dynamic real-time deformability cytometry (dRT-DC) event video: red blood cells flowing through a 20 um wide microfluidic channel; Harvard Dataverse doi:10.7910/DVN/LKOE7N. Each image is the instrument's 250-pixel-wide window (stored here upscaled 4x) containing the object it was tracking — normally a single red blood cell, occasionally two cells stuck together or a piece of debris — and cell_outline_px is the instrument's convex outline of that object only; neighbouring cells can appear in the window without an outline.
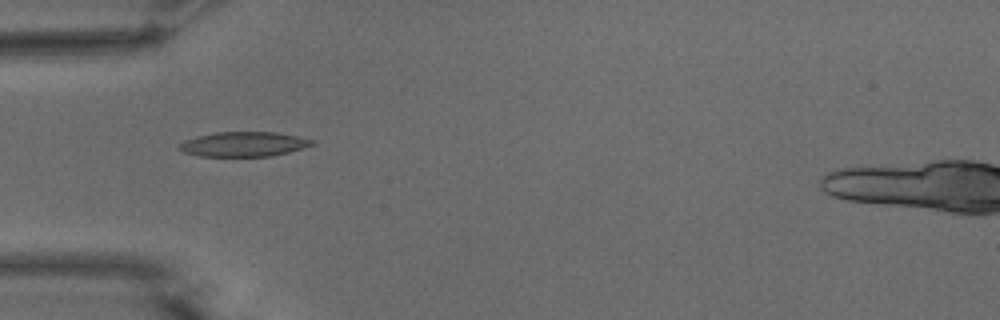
{"species": "common noctule bat (a hibernating species)", "species_latin": "Nyctalus noctula", "temperature_condition": "warm", "stored_images_in_passage": 38, "camera_frame_rate_fps": 3000, "um_per_image_px": 0.085, "animal": {"sex": "male", "body_mass_g": 15.6}, "frame": {"image": 1, "passage_image": 1, "time_ms": 0.0, "image_size_px": [1000, 320], "cell_outline_px": [[316, 144], [288, 152], [272, 156], [200, 156], [184, 152], [176, 148], [184, 140], [196, 136], [216, 132], [276, 132], [316, 140]], "centroid_in_image_um": [20.71, 12.25], "position_along_channel_um": 64.3, "area_um2": 19.19}}
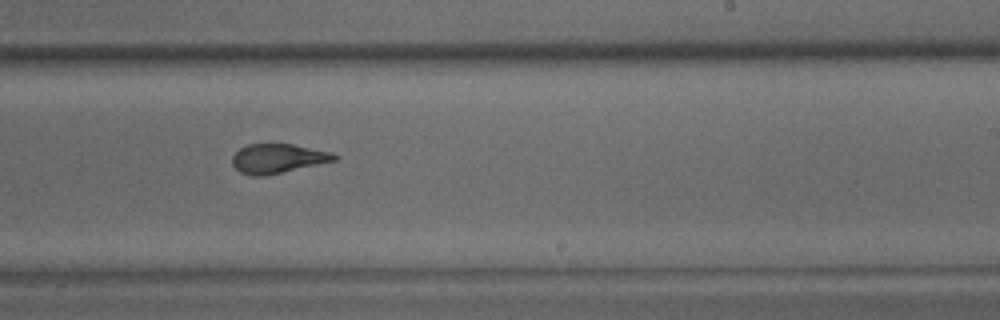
{"frame": {"image": 2, "passage_image": 17, "time_ms": 5.333, "image_size_px": [1000, 320], "cell_outline_px": [[336, 160], [264, 176], [252, 176], [240, 172], [232, 164], [232, 156], [240, 148], [248, 144], [292, 144], [332, 152], [336, 156]], "centroid_in_image_um": [23.58, 13.47], "position_along_channel_um": 265.4, "area_um2": 17.22}}
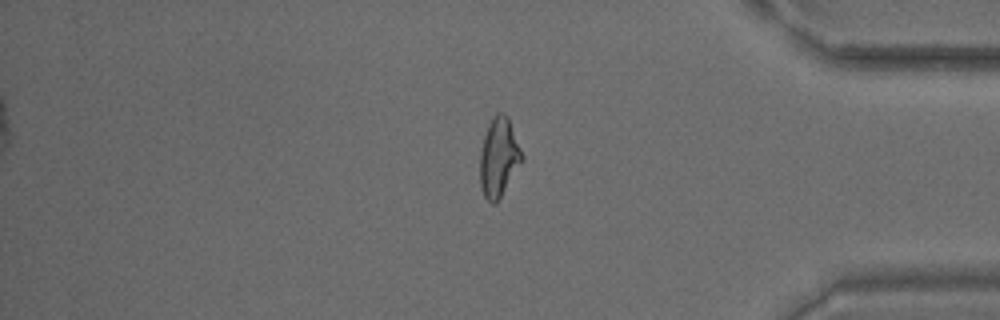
{"frame": {"image": 3, "passage_image": 29, "time_ms": 9.333, "image_size_px": [1000, 320], "cell_outline_px": [[524, 160], [496, 204], [492, 204], [484, 196], [480, 188], [480, 148], [488, 124], [492, 116], [496, 112], [500, 112], [508, 116], [524, 156]], "centroid_in_image_um": [42.4, 13.37], "position_along_channel_um": 392.8, "area_um2": 19.65}, "authors_computed_cell_mechanics": {"area_um2": 18.4093, "velocity_mm_per_s": 3.7763, "shape_relaxation_time_tau1_ms": 6.8526, "shape_relaxation_time_tau2_ms": 1.3598, "deformation_change_tau1": 0.239, "deformation_change_tau2": 0.08}}